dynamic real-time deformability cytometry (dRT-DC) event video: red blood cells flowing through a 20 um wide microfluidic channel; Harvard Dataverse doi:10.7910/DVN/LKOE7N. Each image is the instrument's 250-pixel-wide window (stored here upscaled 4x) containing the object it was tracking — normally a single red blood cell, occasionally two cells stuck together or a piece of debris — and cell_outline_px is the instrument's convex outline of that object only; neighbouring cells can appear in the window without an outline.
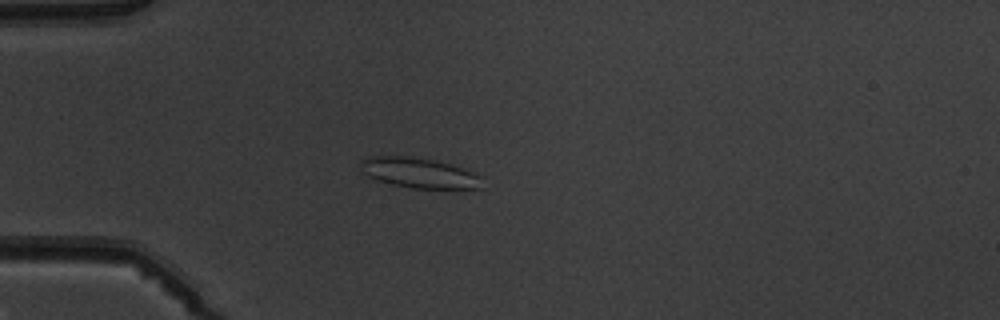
{"species": "common noctule bat (a hibernating species)", "species_latin": "Nyctalus noctula", "temperature_condition": "warm", "stored_images_in_passage": 4, "camera_frame_rate_fps": 3000, "um_per_image_px": 0.085, "animal": {"sex": "male", "body_mass_g": 19.5, "forearm_length_mm": 54.6}, "frame": {"image": 1, "passage_image": 4, "time_ms": 3.333, "image_size_px": [1000, 320], "cell_outline_px": [[484, 188], [412, 188], [392, 184], [376, 180], [360, 172], [360, 160], [368, 156], [408, 156], [436, 160], [452, 164], [484, 176]], "centroid_in_image_um": [35.65, 14.69], "position_along_channel_um": 49.4, "area_um2": 21.85}}